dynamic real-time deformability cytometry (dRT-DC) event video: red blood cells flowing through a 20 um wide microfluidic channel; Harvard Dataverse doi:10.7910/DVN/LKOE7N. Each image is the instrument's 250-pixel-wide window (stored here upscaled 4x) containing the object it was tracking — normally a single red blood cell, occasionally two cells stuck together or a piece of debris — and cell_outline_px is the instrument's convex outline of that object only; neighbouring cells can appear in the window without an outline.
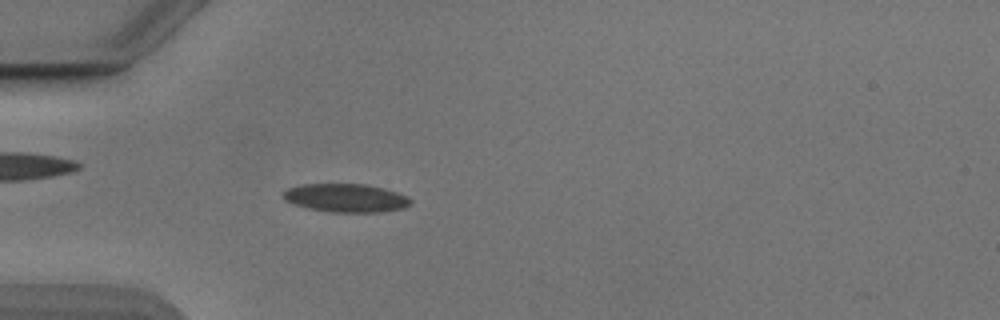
{"species": "Egyptian fruit bat (a non-hibernating species)", "species_latin": "Rousettus aegyptiacus", "temperature_condition": "cold", "stored_images_in_passage": 52, "camera_frame_rate_fps": 3000, "um_per_image_px": 0.085, "animal": {"sex": "male"}, "frame": {"image": 1, "passage_image": 16, "time_ms": 5.0, "image_size_px": [1000, 320], "cell_outline_px": [[412, 204], [404, 208], [380, 212], [328, 212], [308, 208], [292, 204], [284, 200], [284, 192], [288, 188], [300, 184], [364, 184], [384, 188], [408, 196], [412, 200]], "centroid_in_image_um": [29.41, 16.83], "position_along_channel_um": 55.6, "area_um2": 21.21}}
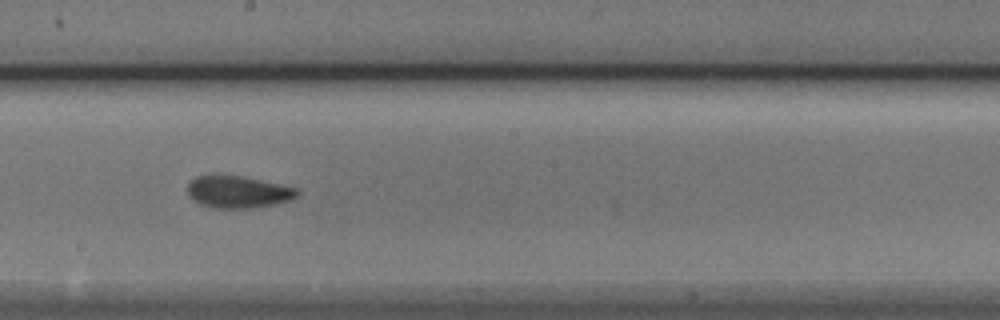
{"frame": {"image": 2, "passage_image": 30, "time_ms": 9.667, "image_size_px": [1000, 320], "cell_outline_px": [[300, 192], [296, 196], [288, 200], [276, 204], [252, 208], [212, 208], [200, 204], [192, 200], [188, 192], [188, 184], [196, 176], [240, 176], [296, 188]], "centroid_in_image_um": [20.21, 16.34], "position_along_channel_um": 228.0, "area_um2": 20.11}}
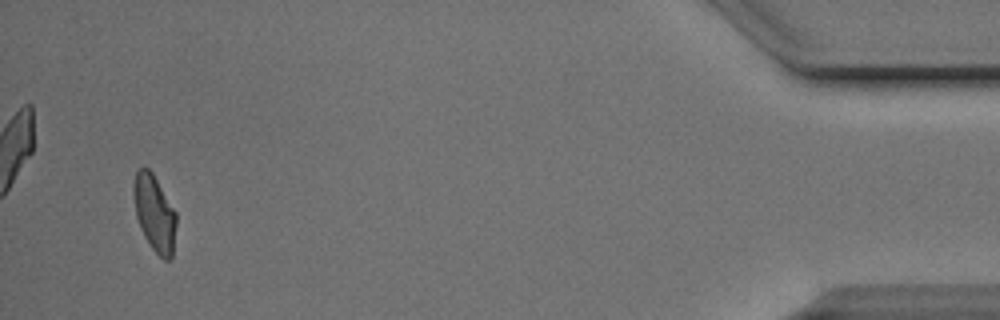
{"frame": {"image": 3, "passage_image": 51, "time_ms": 16.667, "image_size_px": [1000, 320], "cell_outline_px": [[176, 224], [172, 256], [168, 260], [164, 260], [152, 248], [144, 236], [140, 228], [136, 216], [132, 192], [132, 188], [136, 172], [140, 168], [148, 168], [152, 172], [176, 212]], "centroid_in_image_um": [13.12, 18.11], "position_along_channel_um": 422.1, "area_um2": 18.9}}